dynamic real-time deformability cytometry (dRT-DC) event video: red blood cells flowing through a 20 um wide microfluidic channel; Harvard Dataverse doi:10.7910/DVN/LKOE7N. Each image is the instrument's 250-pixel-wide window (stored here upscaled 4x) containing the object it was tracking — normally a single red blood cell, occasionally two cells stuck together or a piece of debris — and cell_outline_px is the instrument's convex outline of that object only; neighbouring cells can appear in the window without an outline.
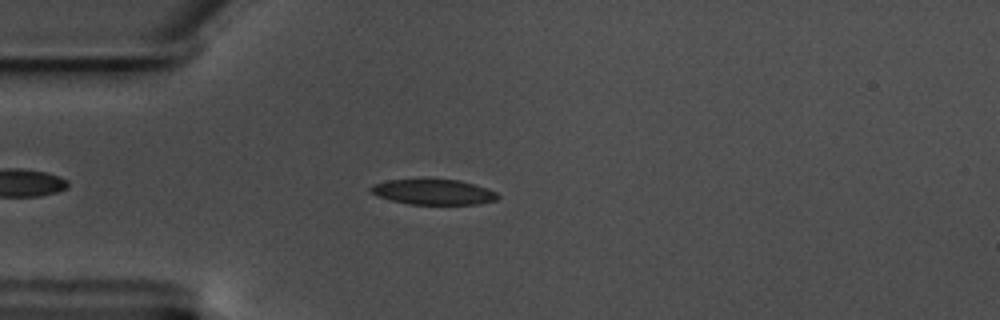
{"species": "common noctule bat (a hibernating species)", "species_latin": "Nyctalus noctula", "temperature_condition": "warm", "stored_images_in_passage": 47, "camera_frame_rate_fps": 3000, "um_per_image_px": 0.085, "animal": {"sex": "male", "body_mass_g": 17.5, "forearm_length_mm": 52.3}, "frame": {"image": 1, "passage_image": 8, "time_ms": 2.333, "image_size_px": [1000, 320], "cell_outline_px": [[500, 196], [496, 200], [476, 204], [408, 204], [376, 196], [368, 192], [368, 188], [372, 184], [388, 180], [460, 180], [488, 188], [496, 192]], "centroid_in_image_um": [36.8, 16.32], "position_along_channel_um": 48.2, "area_um2": 18.73}}
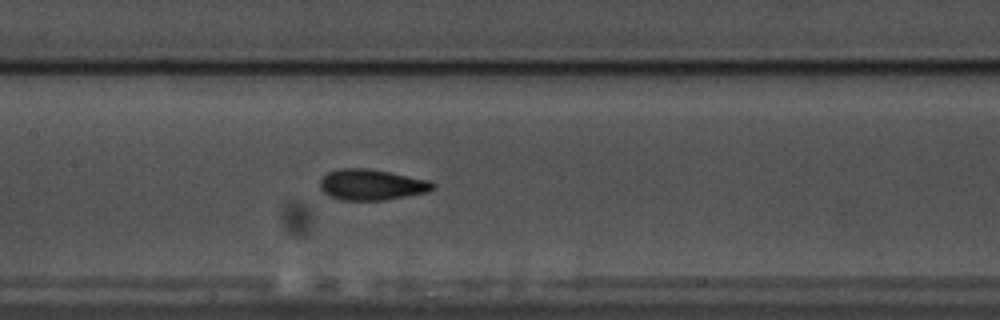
{"frame": {"image": 2, "passage_image": 20, "time_ms": 6.333, "image_size_px": [1000, 320], "cell_outline_px": [[436, 184], [428, 192], [384, 200], [340, 200], [328, 196], [320, 188], [320, 180], [328, 172], [340, 168], [368, 168], [428, 180]], "centroid_in_image_um": [31.55, 15.7], "position_along_channel_um": 175.9, "area_um2": 20.17}}
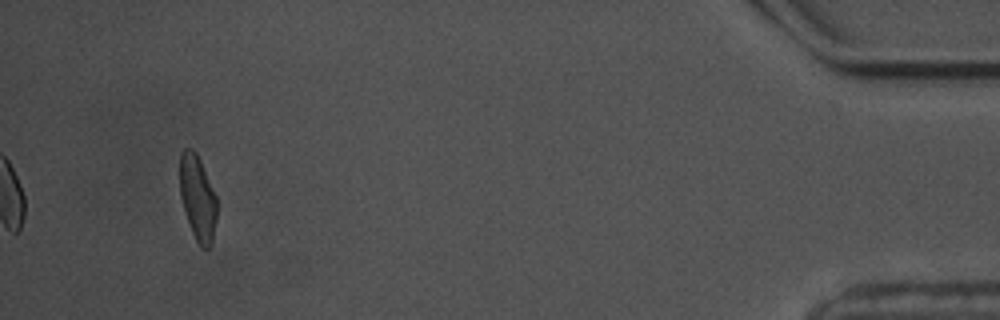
{"frame": {"image": 3, "passage_image": 47, "time_ms": 15.333, "image_size_px": [1000, 320], "cell_outline_px": [[216, 220], [212, 244], [208, 248], [204, 248], [196, 240], [192, 232], [180, 196], [180, 152], [184, 148], [192, 148], [196, 152], [200, 160], [216, 196]], "centroid_in_image_um": [16.79, 16.79], "position_along_channel_um": 418.4, "area_um2": 18.15}, "authors_computed_cell_mechanics": {"area_um2": 19.4208, "velocity_mm_per_s": 3.5345, "shape_relaxation_time_tau1_ms": 3.0582, "shape_relaxation_time_tau2_ms": 1.1638, "deformation_change_tau1": 0.1358, "deformation_change_tau2": 0.0766}}